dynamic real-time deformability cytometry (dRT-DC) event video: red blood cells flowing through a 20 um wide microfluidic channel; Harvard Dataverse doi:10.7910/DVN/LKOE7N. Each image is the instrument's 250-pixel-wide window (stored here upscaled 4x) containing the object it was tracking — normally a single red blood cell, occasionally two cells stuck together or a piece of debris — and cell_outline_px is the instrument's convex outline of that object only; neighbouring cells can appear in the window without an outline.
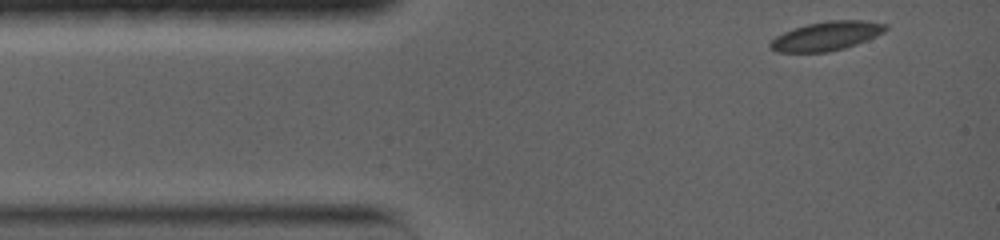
{"species": "common noctule bat (a hibernating species)", "species_latin": "Nyctalus noctula", "temperature_condition": "warm", "stored_images_in_passage": 29, "camera_frame_rate_fps": 5000, "um_per_image_px": 0.085, "animal": {"sex": "female", "body_mass_g": 19.0, "forearm_length_mm": 56.7}, "frame": {"image": 1, "passage_image": 1, "time_ms": 0.0, "image_size_px": [1000, 240], "cell_outline_px": [[888, 28], [884, 32], [876, 36], [856, 44], [844, 48], [828, 52], [776, 52], [768, 48], [768, 44], [776, 36], [792, 28], [808, 24], [828, 20], [868, 20], [888, 24]], "centroid_in_image_um": [70.25, 3.05], "position_along_channel_um": 14.8, "area_um2": 19.65}}
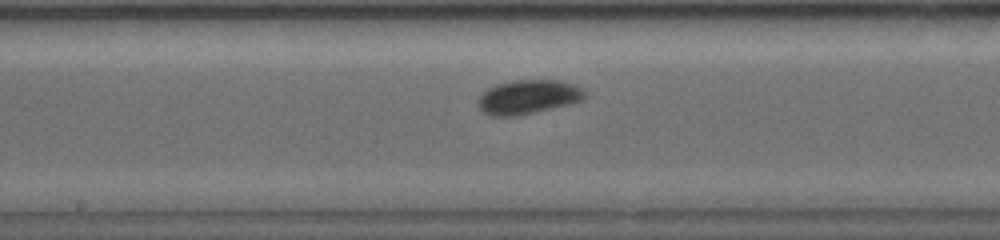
{"frame": {"image": 2, "passage_image": 17, "time_ms": 6.6, "image_size_px": [1000, 240], "cell_outline_px": [[588, 96], [584, 100], [536, 112], [516, 116], [492, 116], [484, 112], [476, 104], [476, 100], [488, 88], [496, 84], [516, 80], [556, 80], [572, 84], [580, 88]], "centroid_in_image_um": [44.87, 8.25], "position_along_channel_um": 203.3, "area_um2": 21.15}}
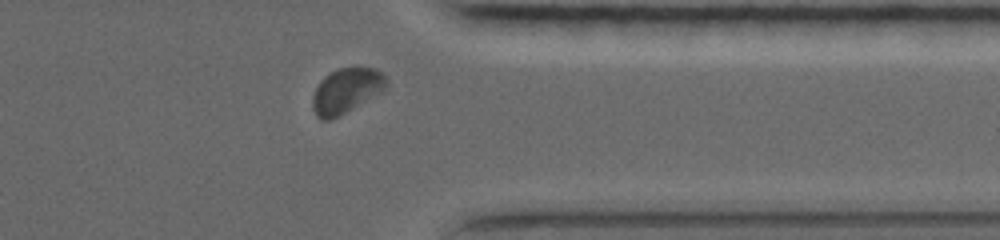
{"frame": {"image": 3, "passage_image": 26, "time_ms": 11.6, "image_size_px": [1000, 240], "cell_outline_px": [[388, 88], [384, 92], [328, 120], [320, 120], [316, 116], [312, 108], [312, 96], [320, 80], [324, 76], [340, 68], [376, 68], [388, 80]], "centroid_in_image_um": [29.45, 7.71], "position_along_channel_um": 381.9, "area_um2": 19.31}, "authors_computed_cell_mechanics": {"area_um2": 19.4208, "velocity_mm_per_s": 3.6356, "shape_relaxation_time_tau1_ms": 3.2489, "shape_relaxation_time_tau2_ms": null, "deformation_change_tau1": 0.102, "deformation_change_tau2": null}}